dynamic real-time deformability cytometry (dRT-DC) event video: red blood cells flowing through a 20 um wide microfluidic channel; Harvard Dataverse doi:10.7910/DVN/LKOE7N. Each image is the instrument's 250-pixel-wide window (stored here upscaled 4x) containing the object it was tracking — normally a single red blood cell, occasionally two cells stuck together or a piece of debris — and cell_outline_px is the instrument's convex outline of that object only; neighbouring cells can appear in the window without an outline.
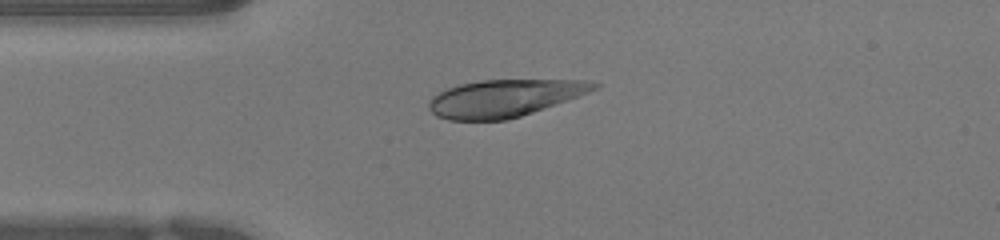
{"species": "human", "species_latin": "Homo sapiens", "temperature_condition": "warm", "stored_images_in_passage": 33, "camera_frame_rate_fps": 3000, "um_per_image_px": 0.085, "donor": {"sex": "female"}, "frame": {"image": 1, "passage_image": 1, "time_ms": 0.0, "image_size_px": [1000, 240], "cell_outline_px": [[600, 88], [532, 112], [508, 120], [448, 120], [436, 116], [428, 108], [428, 104], [432, 96], [448, 88], [460, 84], [480, 80], [588, 80], [600, 84]], "centroid_in_image_um": [42.85, 8.34], "position_along_channel_um": 42.1, "area_um2": 35.6}}
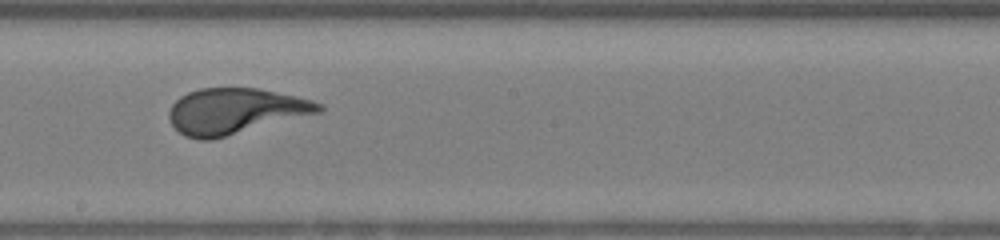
{"frame": {"image": 2, "passage_image": 16, "time_ms": 5.0, "image_size_px": [1000, 240], "cell_outline_px": [[324, 112], [212, 140], [200, 140], [184, 136], [168, 120], [168, 112], [172, 104], [180, 96], [188, 92], [200, 88], [260, 88], [296, 96], [312, 100], [324, 104]], "centroid_in_image_um": [20.03, 9.45], "position_along_channel_um": 228.2, "area_um2": 40.46}}
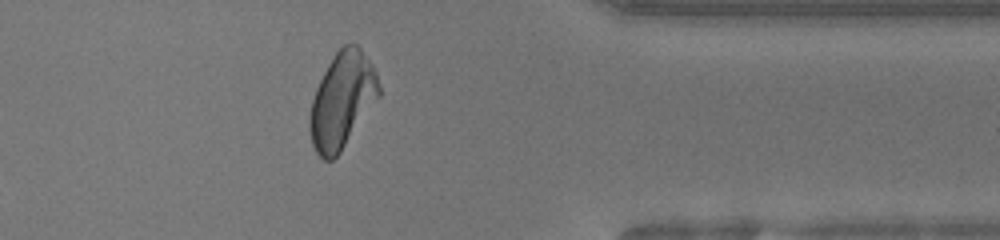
{"frame": {"image": 3, "passage_image": 29, "time_ms": 9.333, "image_size_px": [1000, 240], "cell_outline_px": [[380, 96], [340, 152], [332, 160], [324, 160], [316, 152], [312, 144], [308, 124], [308, 120], [312, 100], [316, 88], [328, 64], [336, 52], [344, 44], [356, 44], [360, 48], [372, 64], [376, 72], [380, 88]], "centroid_in_image_um": [29.07, 8.53], "position_along_channel_um": 382.3, "area_um2": 38.38}}